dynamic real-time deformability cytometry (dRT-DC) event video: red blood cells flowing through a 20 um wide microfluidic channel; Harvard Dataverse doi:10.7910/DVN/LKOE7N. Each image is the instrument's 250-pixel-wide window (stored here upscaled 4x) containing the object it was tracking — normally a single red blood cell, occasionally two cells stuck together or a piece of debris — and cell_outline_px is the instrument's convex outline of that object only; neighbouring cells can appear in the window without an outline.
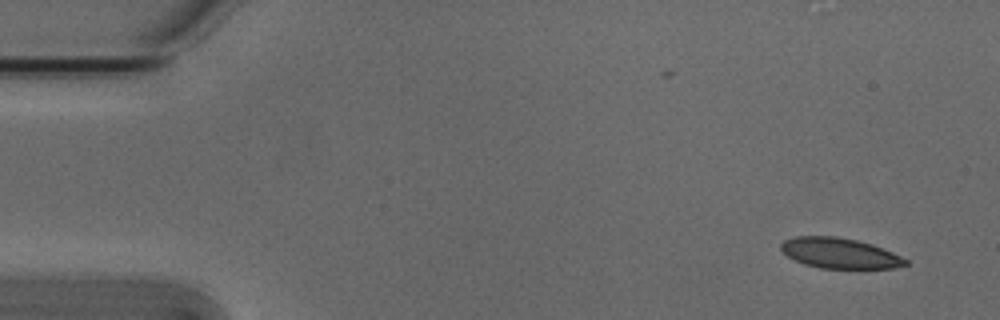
{"species": "Egyptian fruit bat (a non-hibernating species)", "species_latin": "Rousettus aegyptiacus", "temperature_condition": "cold", "stored_images_in_passage": 4, "camera_frame_rate_fps": 3000, "um_per_image_px": 0.085, "animal": {"sex": "male"}, "frame": {"image": 1, "passage_image": 1, "time_ms": 0.0, "image_size_px": [1000, 320], "cell_outline_px": [[908, 264], [892, 268], [820, 268], [804, 264], [788, 256], [780, 248], [780, 244], [784, 240], [796, 236], [836, 236], [856, 240], [872, 244], [892, 252], [908, 260]], "centroid_in_image_um": [71.36, 21.51], "position_along_channel_um": 13.6, "area_um2": 21.91}}
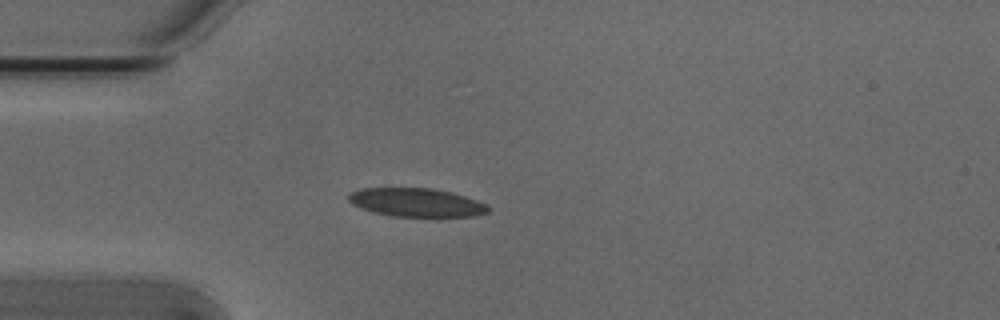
{"frame": {"image": 2, "passage_image": 4, "time_ms": 1.0, "image_size_px": [1000, 320], "cell_outline_px": [[492, 208], [488, 212], [476, 216], [392, 216], [372, 212], [360, 208], [352, 204], [348, 200], [348, 196], [352, 192], [364, 188], [432, 188], [452, 192], [488, 204]], "centroid_in_image_um": [35.42, 17.21], "position_along_channel_um": 49.6, "area_um2": 23.24}}